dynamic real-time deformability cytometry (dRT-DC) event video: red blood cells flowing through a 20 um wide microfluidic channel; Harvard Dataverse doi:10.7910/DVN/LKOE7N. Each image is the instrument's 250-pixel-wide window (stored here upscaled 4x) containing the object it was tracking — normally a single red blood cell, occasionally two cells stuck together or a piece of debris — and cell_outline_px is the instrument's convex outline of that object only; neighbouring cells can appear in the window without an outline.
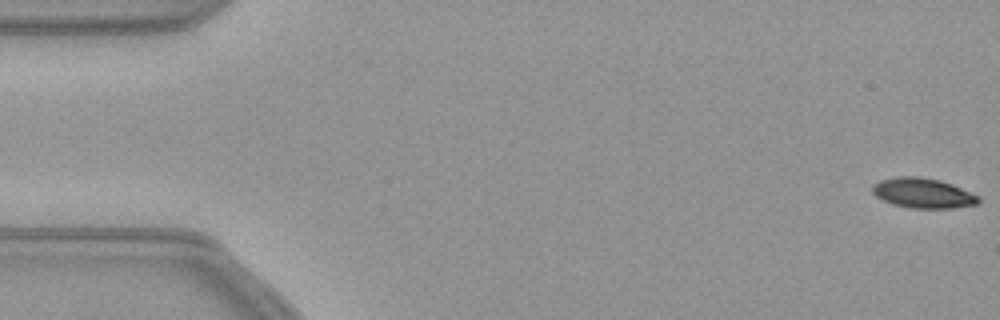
{"species": "common noctule bat (a hibernating species)", "species_latin": "Nyctalus noctula", "temperature_condition": "warm", "stored_images_in_passage": 55, "camera_frame_rate_fps": 3000, "um_per_image_px": 0.085, "animal": {"sex": "female", "body_mass_g": 21.9}, "frame": {"image": 1, "passage_image": 1, "time_ms": 0.0, "image_size_px": [1000, 320], "cell_outline_px": [[980, 200], [976, 204], [952, 208], [912, 208], [892, 204], [876, 196], [872, 192], [872, 184], [880, 180], [896, 176], [920, 176], [940, 180], [952, 184], [980, 196]], "centroid_in_image_um": [78.44, 16.4], "position_along_channel_um": 6.6, "area_um2": 18.61}}
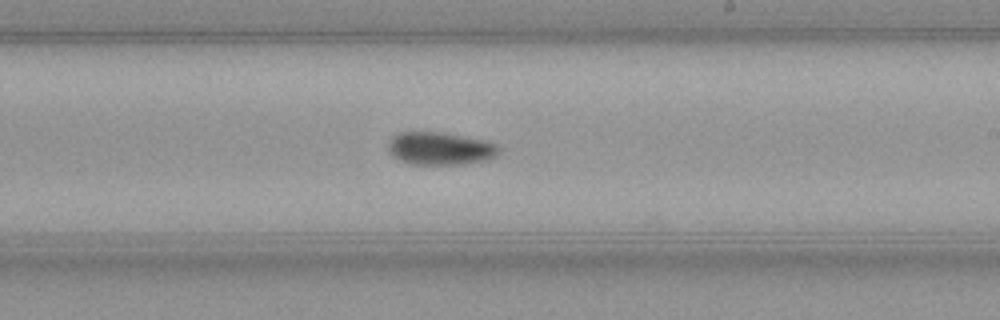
{"frame": {"image": 2, "passage_image": 32, "time_ms": 10.333, "image_size_px": [1000, 320], "cell_outline_px": [[500, 152], [496, 156], [488, 160], [464, 164], [408, 164], [392, 156], [388, 152], [388, 140], [396, 132], [444, 132], [488, 140], [496, 144], [500, 148]], "centroid_in_image_um": [37.42, 12.61], "position_along_channel_um": 251.6, "area_um2": 21.68}}
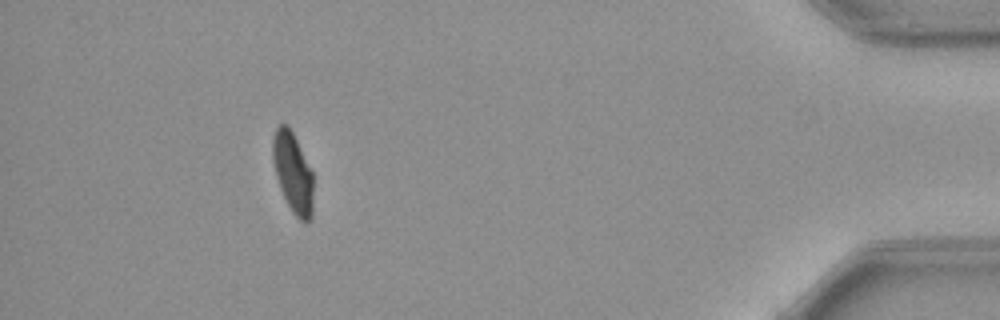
{"frame": {"image": 3, "passage_image": 50, "time_ms": 16.333, "image_size_px": [1000, 320], "cell_outline_px": [[312, 216], [304, 224], [292, 212], [280, 188], [276, 176], [272, 160], [272, 140], [276, 128], [280, 124], [288, 124], [312, 172]], "centroid_in_image_um": [24.87, 14.68], "position_along_channel_um": 410.3, "area_um2": 18.73}}